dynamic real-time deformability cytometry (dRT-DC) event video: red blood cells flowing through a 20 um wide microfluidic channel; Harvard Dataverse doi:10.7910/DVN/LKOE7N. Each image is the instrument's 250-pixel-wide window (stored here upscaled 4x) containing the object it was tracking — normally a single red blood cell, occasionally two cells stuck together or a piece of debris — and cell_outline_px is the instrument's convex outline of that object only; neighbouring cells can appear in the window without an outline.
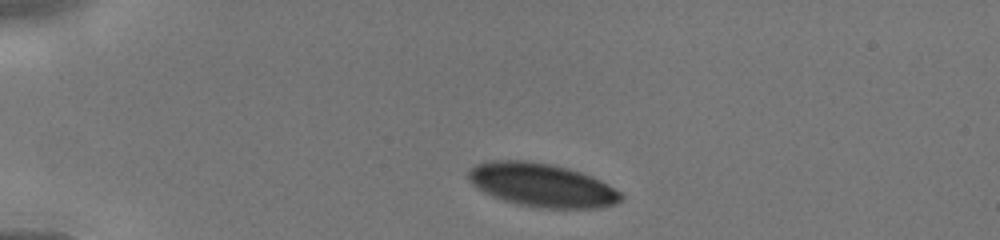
{"species": "human", "species_latin": "Homo sapiens", "temperature_condition": "cold", "stored_images_in_passage": 11, "camera_frame_rate_fps": 3000, "um_per_image_px": 0.085, "donor": {"sex": "male"}, "frame": {"image": 1, "passage_image": 2, "time_ms": 0.667, "image_size_px": [1000, 240], "cell_outline_px": [[624, 196], [616, 204], [600, 208], [540, 208], [520, 204], [504, 200], [492, 196], [484, 192], [472, 184], [468, 180], [468, 172], [476, 164], [488, 160], [524, 160], [548, 164], [568, 168], [592, 176], [608, 184], [620, 192]], "centroid_in_image_um": [46.06, 15.73], "position_along_channel_um": 38.9, "area_um2": 38.61}}
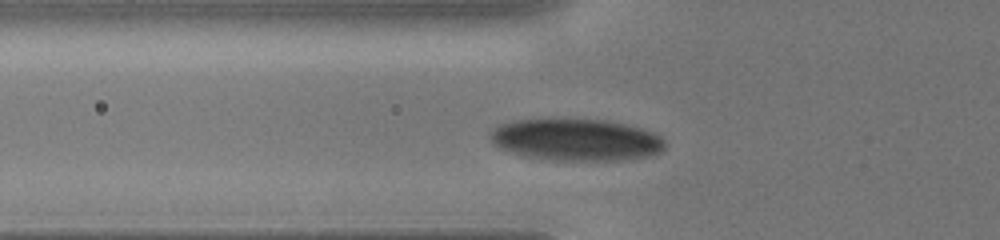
{"frame": {"image": 2, "passage_image": 7, "time_ms": 2.667, "image_size_px": [1000, 240], "cell_outline_px": [[668, 144], [660, 152], [648, 156], [624, 160], [552, 160], [528, 156], [512, 152], [500, 148], [492, 144], [488, 136], [500, 124], [508, 120], [544, 116], [552, 116], [608, 120], [644, 128], [660, 136]], "centroid_in_image_um": [48.94, 11.82], "position_along_channel_um": 76.9, "area_um2": 44.16}}
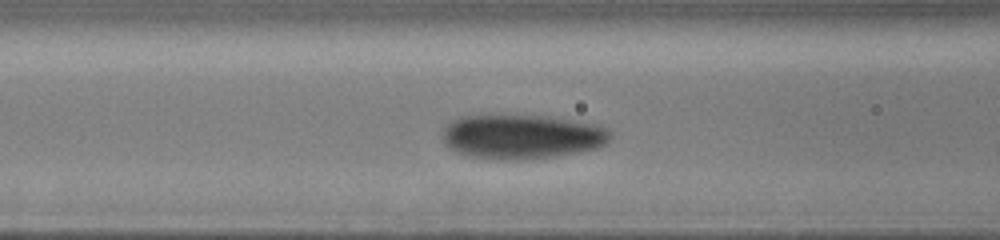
{"frame": {"image": 3, "passage_image": 10, "time_ms": 3.667, "image_size_px": [1000, 240], "cell_outline_px": [[612, 136], [608, 144], [596, 148], [580, 152], [552, 156], [520, 160], [500, 160], [468, 156], [444, 144], [444, 128], [452, 120], [460, 116], [552, 116], [596, 124], [608, 128], [612, 132]], "centroid_in_image_um": [44.43, 11.61], "position_along_channel_um": 122.2, "area_um2": 43.47}}